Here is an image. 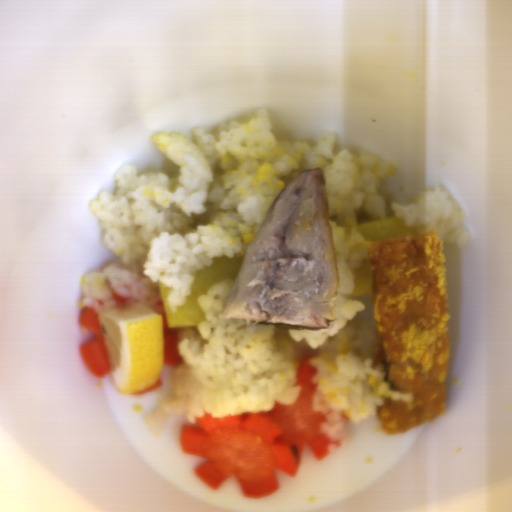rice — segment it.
I'll list each match as a JSON object with an SVG mask.
<instances>
[{
    "label": "rice",
    "mask_w": 512,
    "mask_h": 512,
    "mask_svg": "<svg viewBox=\"0 0 512 512\" xmlns=\"http://www.w3.org/2000/svg\"><path fill=\"white\" fill-rule=\"evenodd\" d=\"M191 138L161 131L151 142L165 155L160 169L126 164L115 172L116 187L104 189L88 208L99 220L100 240L116 259L82 278V309L99 315L127 305L165 315L159 281L169 288L167 304L177 312L191 295L192 273L211 266L213 256H244L275 200L301 172L321 168L340 279L334 321L327 329L299 330L222 318L236 279H222L197 297L205 320L180 328L182 363L168 365L171 392L142 420L159 435L166 421L269 412L276 402L294 405L303 356L317 369L312 411L325 415L319 428L340 444L349 424L376 415L386 399L412 403V394L390 388L384 364L374 362L372 292L347 298L355 270L369 258L373 241L356 228L361 220L403 217L408 227L437 231L441 243L466 246L472 239L458 201L441 188L427 189L408 208L386 187L396 162L375 154L335 150L337 133L315 142H284L272 133L270 112L259 107L250 121L230 120L213 131L192 126Z\"/></svg>",
    "instance_id": "1"
}]
</instances>
